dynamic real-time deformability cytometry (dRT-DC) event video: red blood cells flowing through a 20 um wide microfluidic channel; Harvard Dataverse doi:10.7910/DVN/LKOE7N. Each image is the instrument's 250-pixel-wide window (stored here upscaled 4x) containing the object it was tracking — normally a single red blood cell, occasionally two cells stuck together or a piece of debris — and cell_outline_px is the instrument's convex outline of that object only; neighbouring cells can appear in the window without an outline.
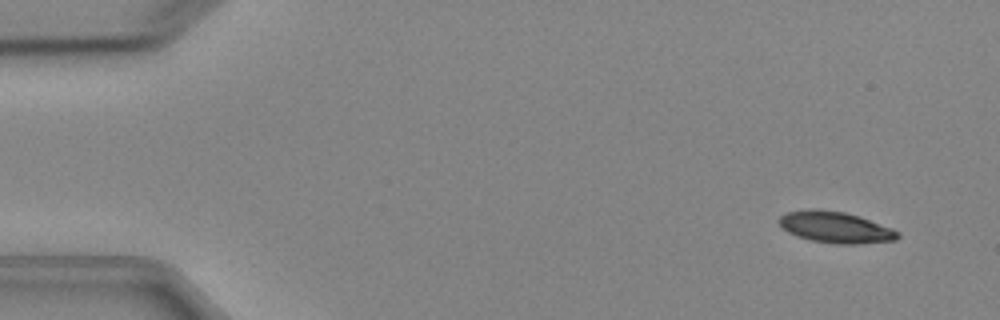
{"species": "Egyptian fruit bat (a non-hibernating species)", "species_latin": "Rousettus aegyptiacus", "temperature_condition": "cold", "stored_images_in_passage": 4, "camera_frame_rate_fps": 3000, "um_per_image_px": 0.085, "animal": {"sex": "female"}, "frame": {"image": 1, "passage_image": 2, "time_ms": 1.0, "image_size_px": [1000, 320], "cell_outline_px": [[900, 236], [896, 240], [856, 244], [836, 244], [812, 240], [796, 236], [788, 232], [776, 220], [780, 216], [788, 212], [808, 208], [844, 212], [892, 228], [900, 232]], "centroid_in_image_um": [70.99, 19.32], "position_along_channel_um": 14.0, "area_um2": 21.44}}
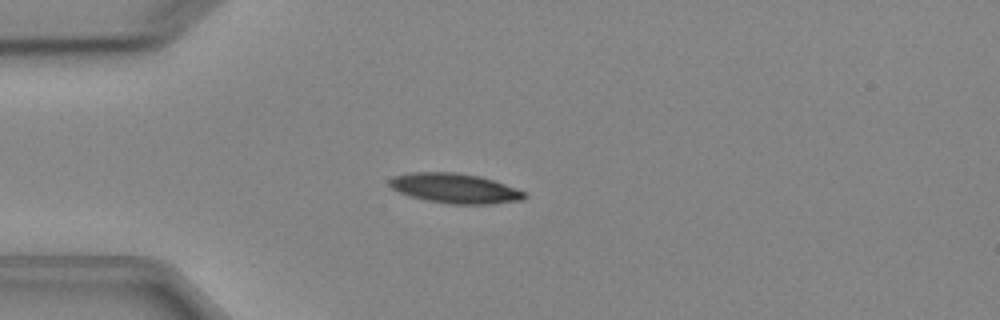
{"frame": {"image": 2, "passage_image": 4, "time_ms": 4.333, "image_size_px": [1000, 320], "cell_outline_px": [[528, 196], [524, 200], [492, 204], [452, 204], [428, 200], [412, 196], [400, 192], [392, 188], [388, 184], [388, 180], [392, 176], [412, 172], [456, 172], [480, 176], [504, 184], [524, 192]], "centroid_in_image_um": [38.67, 16.0], "position_along_channel_um": 46.3, "area_um2": 23.35}}